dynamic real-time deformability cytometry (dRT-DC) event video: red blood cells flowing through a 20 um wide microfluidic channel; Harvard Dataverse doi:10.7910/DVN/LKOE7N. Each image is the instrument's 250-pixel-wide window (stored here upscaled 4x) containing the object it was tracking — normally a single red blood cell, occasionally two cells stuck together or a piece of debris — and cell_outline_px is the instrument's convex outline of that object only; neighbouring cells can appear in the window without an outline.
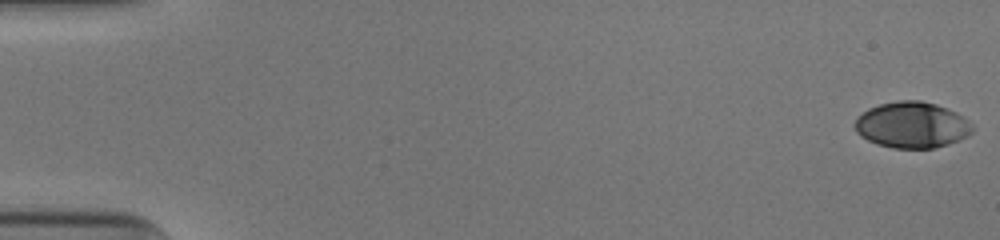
{"species": "human", "species_latin": "Homo sapiens", "temperature_condition": "cold", "stored_images_in_passage": 53, "camera_frame_rate_fps": 3000, "um_per_image_px": 0.085, "donor": {"sex": "male"}, "frame": {"image": 1, "passage_image": 1, "time_ms": 0.0, "image_size_px": [1000, 240], "cell_outline_px": [[972, 132], [968, 136], [960, 140], [948, 144], [932, 148], [892, 148], [876, 144], [860, 136], [856, 132], [852, 124], [856, 116], [868, 108], [880, 104], [896, 100], [920, 100], [936, 104], [948, 108], [964, 116], [972, 124]], "centroid_in_image_um": [77.48, 10.61], "position_along_channel_um": 7.5, "area_um2": 32.08}}
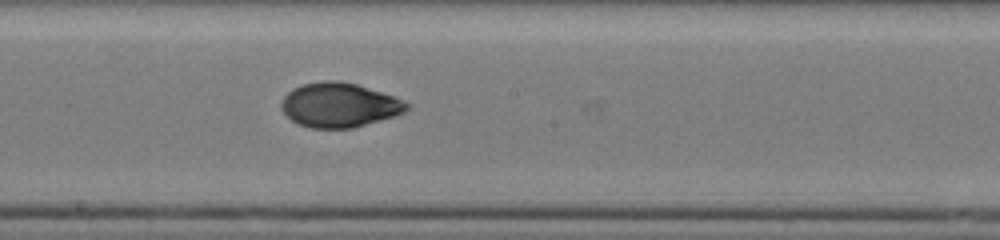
{"frame": {"image": 2, "passage_image": 30, "time_ms": 9.667, "image_size_px": [1000, 240], "cell_outline_px": [[412, 104], [404, 112], [396, 116], [352, 128], [312, 128], [296, 124], [280, 108], [280, 104], [284, 96], [292, 88], [304, 84], [324, 80], [340, 80], [356, 84], [392, 96]], "centroid_in_image_um": [28.82, 8.93], "position_along_channel_um": 219.4, "area_um2": 32.48}}
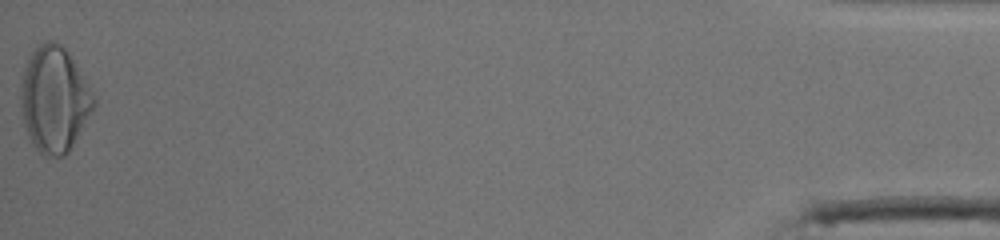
{"frame": {"image": 3, "passage_image": 53, "time_ms": 17.333, "image_size_px": [1000, 240], "cell_outline_px": [[96, 104], [68, 152], [64, 156], [44, 156], [32, 144], [28, 136], [24, 124], [20, 104], [20, 88], [24, 68], [32, 52], [44, 40], [52, 40], [60, 44], [68, 52], [96, 100]], "centroid_in_image_um": [4.58, 8.46], "position_along_channel_um": 430.6, "area_um2": 44.39}, "authors_computed_cell_mechanics": {"area_um2": 32.4836, "velocity_mm_per_s": 3.9519, "shape_relaxation_time_tau1_ms": 6.2164, "shape_relaxation_time_tau2_ms": 1.5011, "deformation_change_tau1": 0.2146, "deformation_change_tau2": 0.0475}}